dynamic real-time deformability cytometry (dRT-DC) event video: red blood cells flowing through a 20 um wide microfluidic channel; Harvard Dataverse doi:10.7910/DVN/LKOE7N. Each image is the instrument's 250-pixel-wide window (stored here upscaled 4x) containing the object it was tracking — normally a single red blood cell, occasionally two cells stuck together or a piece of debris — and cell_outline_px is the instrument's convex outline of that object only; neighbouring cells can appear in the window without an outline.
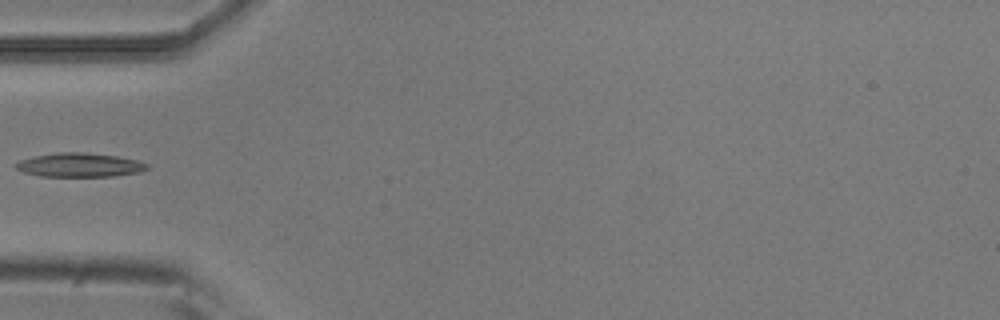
{"species": "common noctule bat (a hibernating species)", "species_latin": "Nyctalus noctula", "temperature_condition": "room temperature", "stored_images_in_passage": 5, "camera_frame_rate_fps": 3000, "um_per_image_px": 0.085, "animal": {"sex": "male", "body_mass_g": 20.5, "forearm_length_mm": 52.5}, "frame": {"image": 1, "passage_image": 5, "time_ms": 1.333, "image_size_px": [1000, 320], "cell_outline_px": [[148, 168], [140, 172], [112, 176], [40, 176], [24, 172], [16, 168], [16, 164], [20, 160], [36, 156], [60, 152], [84, 152], [116, 156], [136, 160], [148, 164]], "centroid_in_image_um": [6.78, 14.02], "position_along_channel_um": 78.2, "area_um2": 18.03}}